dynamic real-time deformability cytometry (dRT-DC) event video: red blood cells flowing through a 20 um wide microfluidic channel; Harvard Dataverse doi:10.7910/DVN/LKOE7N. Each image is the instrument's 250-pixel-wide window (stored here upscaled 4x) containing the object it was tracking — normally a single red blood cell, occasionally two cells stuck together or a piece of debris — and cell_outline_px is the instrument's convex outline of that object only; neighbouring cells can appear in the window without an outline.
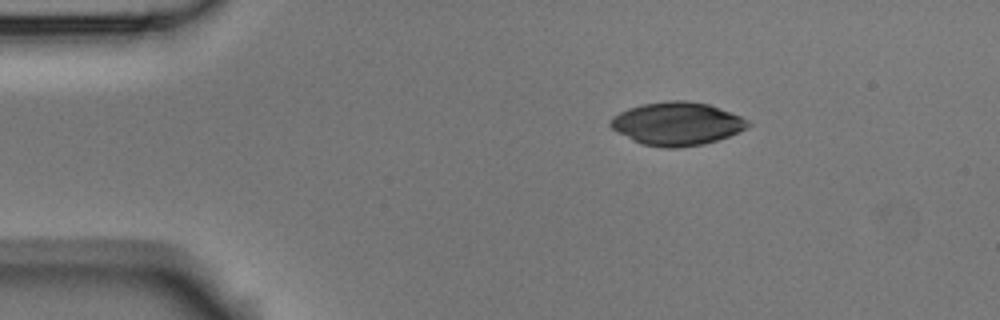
{"species": "Egyptian fruit bat (a non-hibernating species)", "species_latin": "Rousettus aegyptiacus", "temperature_condition": "room temperature", "stored_images_in_passage": 4, "camera_frame_rate_fps": 3000, "um_per_image_px": 0.085, "animal": {"sex": "male"}, "frame": {"image": 1, "passage_image": 1, "time_ms": 0.0, "image_size_px": [1000, 320], "cell_outline_px": [[752, 124], [728, 136], [704, 144], [676, 148], [664, 148], [644, 144], [632, 140], [612, 128], [608, 124], [608, 120], [612, 116], [628, 108], [640, 104], [668, 100], [684, 100], [708, 104], [740, 116], [748, 120]], "centroid_in_image_um": [57.49, 10.5], "position_along_channel_um": 27.5, "area_um2": 34.39}}